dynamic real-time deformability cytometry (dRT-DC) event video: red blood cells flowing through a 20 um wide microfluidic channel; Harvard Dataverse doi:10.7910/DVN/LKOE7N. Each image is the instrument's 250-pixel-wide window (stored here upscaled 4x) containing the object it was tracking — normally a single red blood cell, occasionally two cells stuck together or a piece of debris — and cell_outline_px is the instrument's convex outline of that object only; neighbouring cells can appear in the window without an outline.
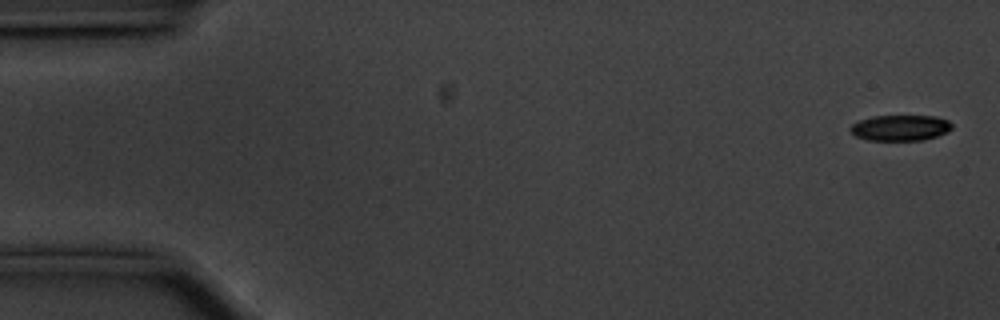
{"species": "common noctule bat (a hibernating species)", "species_latin": "Nyctalus noctula", "temperature_condition": "cold", "stored_images_in_passage": 57, "camera_frame_rate_fps": 3000, "um_per_image_px": 0.085, "animal": {"sex": "male", "body_mass_g": 20.1, "forearm_length_mm": 53.5}, "frame": {"image": 1, "passage_image": 2, "time_ms": 0.333, "image_size_px": [1000, 320], "cell_outline_px": [[952, 128], [948, 132], [924, 140], [868, 140], [856, 136], [848, 128], [852, 124], [860, 120], [872, 116], [936, 116], [948, 120], [952, 124]], "centroid_in_image_um": [76.54, 10.86], "position_along_channel_um": 8.5, "area_um2": 15.26}}
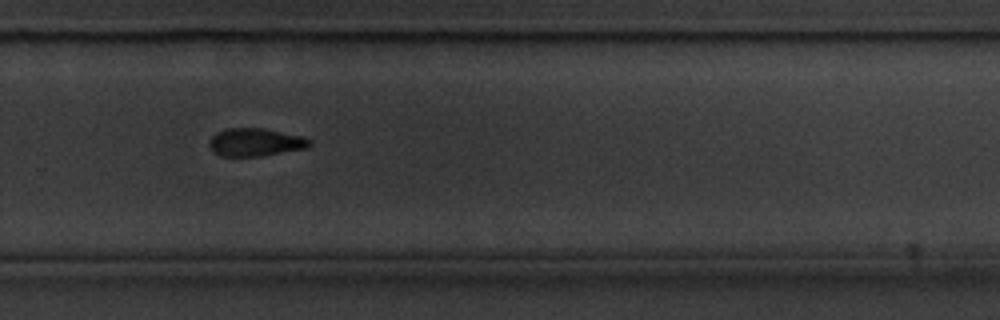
{"frame": {"image": 2, "passage_image": 38, "time_ms": 12.333, "image_size_px": [1000, 320], "cell_outline_px": [[312, 144], [308, 148], [260, 156], [220, 156], [212, 152], [208, 144], [208, 140], [216, 132], [228, 128], [260, 128], [300, 136], [312, 140]], "centroid_in_image_um": [21.67, 12.1], "position_along_channel_um": 308.1, "area_um2": 16.36}}
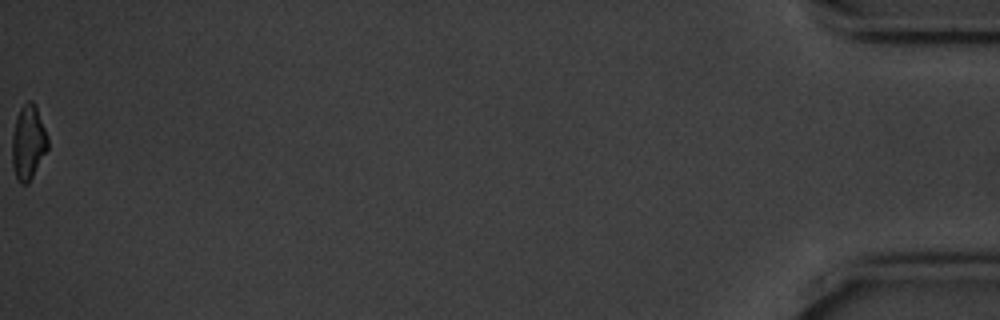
{"frame": {"image": 3, "passage_image": 57, "time_ms": 18.667, "image_size_px": [1000, 320], "cell_outline_px": [[48, 148], [28, 184], [20, 184], [16, 176], [12, 164], [12, 136], [16, 116], [20, 108], [28, 100], [32, 100], [36, 104], [48, 136]], "centroid_in_image_um": [2.4, 12.07], "position_along_channel_um": 432.8, "area_um2": 15.61}, "authors_computed_cell_mechanics": {"area_um2": 16.762, "velocity_mm_per_s": 3.5607, "shape_relaxation_time_tau1_ms": 3.9588, "shape_relaxation_time_tau2_ms": null, "deformation_change_tau1": 0.117, "deformation_change_tau2": null}}